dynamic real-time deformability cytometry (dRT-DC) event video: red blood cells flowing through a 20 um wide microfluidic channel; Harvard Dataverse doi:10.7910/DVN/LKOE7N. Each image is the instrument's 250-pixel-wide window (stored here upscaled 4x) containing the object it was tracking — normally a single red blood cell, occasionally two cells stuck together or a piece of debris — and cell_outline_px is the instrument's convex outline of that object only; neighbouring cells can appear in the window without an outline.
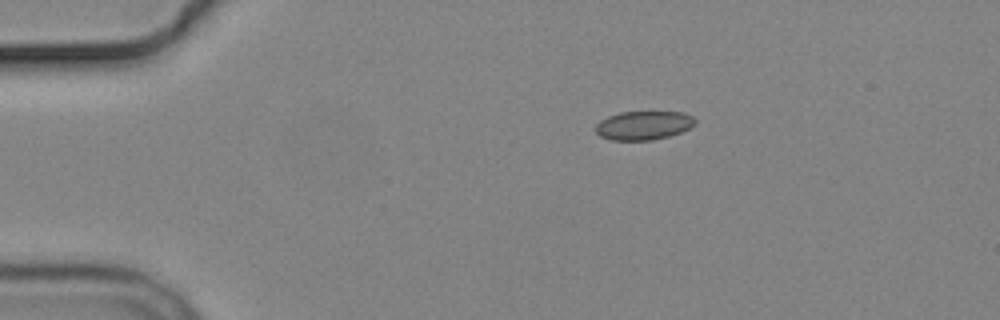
{"species": "common noctule bat (a hibernating species)", "species_latin": "Nyctalus noctula", "temperature_condition": "cold", "stored_images_in_passage": 2, "camera_frame_rate_fps": 3000, "um_per_image_px": 0.085, "animal": {"sex": "male", "body_mass_g": 19.2, "forearm_length_mm": 51.8}, "frame": {"image": 1, "passage_image": 1, "time_ms": 0.0, "image_size_px": [1000, 320], "cell_outline_px": [[696, 124], [680, 132], [668, 136], [652, 140], [612, 140], [600, 136], [596, 132], [596, 124], [600, 120], [608, 116], [620, 112], [684, 112], [692, 116], [696, 120]], "centroid_in_image_um": [54.7, 10.65], "position_along_channel_um": 30.3, "area_um2": 16.65}}